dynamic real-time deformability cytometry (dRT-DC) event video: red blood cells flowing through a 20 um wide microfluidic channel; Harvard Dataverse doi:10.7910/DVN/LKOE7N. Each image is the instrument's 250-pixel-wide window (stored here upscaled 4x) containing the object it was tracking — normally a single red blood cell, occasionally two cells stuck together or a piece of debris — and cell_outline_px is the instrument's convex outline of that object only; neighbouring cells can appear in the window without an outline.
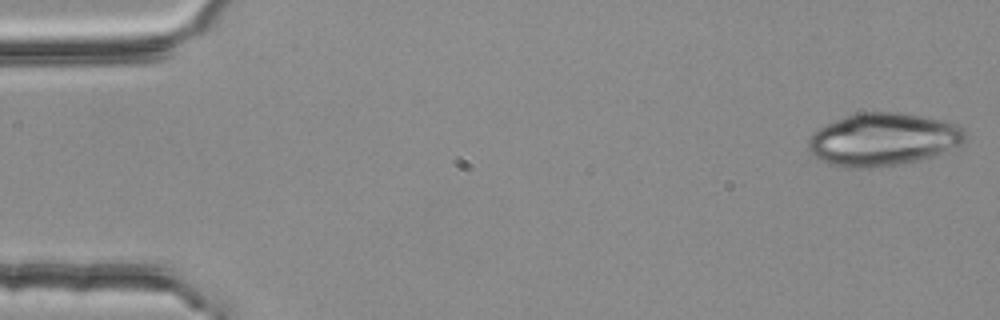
{"species": "common noctule bat (a hibernating species)", "species_latin": "Nyctalus noctula", "temperature_condition": "room temperature", "stored_images_in_passage": 4, "camera_frame_rate_fps": 3000, "um_per_image_px": 0.085, "animal": {"sex": "female", "body_mass_g": 25.1}, "frame": {"image": 1, "passage_image": 1, "time_ms": 0.0, "image_size_px": [1000, 320], "cell_outline_px": [[968, 136], [960, 144], [920, 160], [872, 168], [844, 168], [828, 164], [816, 156], [808, 148], [808, 140], [812, 132], [836, 120], [856, 112], [896, 112], [944, 120], [956, 124], [964, 128]], "centroid_in_image_um": [75.05, 11.85], "position_along_channel_um": 10.0, "area_um2": 47.92}}